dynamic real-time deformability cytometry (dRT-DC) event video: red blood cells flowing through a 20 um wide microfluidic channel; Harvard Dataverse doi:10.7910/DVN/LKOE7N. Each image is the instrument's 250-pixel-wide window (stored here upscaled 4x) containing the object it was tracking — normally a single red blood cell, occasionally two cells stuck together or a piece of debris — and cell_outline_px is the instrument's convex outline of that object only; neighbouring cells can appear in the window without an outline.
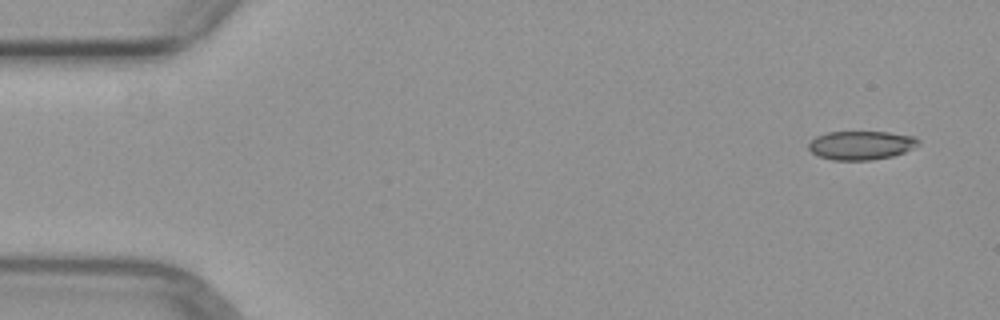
{"species": "common noctule bat (a hibernating species)", "species_latin": "Nyctalus noctula", "temperature_condition": "warm", "stored_images_in_passage": 5, "camera_frame_rate_fps": 3000, "um_per_image_px": 0.085, "animal": {"sex": "female", "body_mass_g": 29.2, "forearm_length_mm": 56.3}, "frame": {"image": 1, "passage_image": 1, "time_ms": 0.0, "image_size_px": [1000, 320], "cell_outline_px": [[920, 144], [904, 152], [892, 156], [872, 160], [832, 160], [816, 156], [808, 148], [808, 144], [816, 136], [828, 132], [888, 132], [916, 136], [920, 140]], "centroid_in_image_um": [73.2, 12.35], "position_along_channel_um": 11.8, "area_um2": 18.55}}
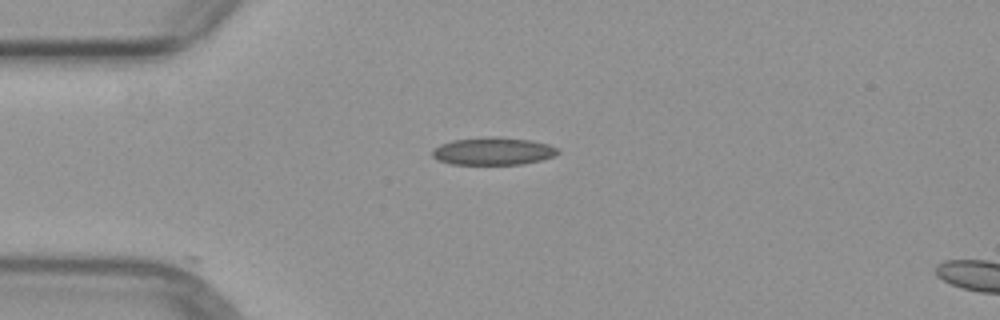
{"frame": {"image": 2, "passage_image": 4, "time_ms": 3.333, "image_size_px": [1000, 320], "cell_outline_px": [[560, 152], [552, 156], [540, 160], [520, 164], [452, 164], [440, 160], [432, 156], [432, 152], [440, 144], [452, 140], [532, 140], [548, 144], [556, 148]], "centroid_in_image_um": [41.92, 12.9], "position_along_channel_um": 43.1, "area_um2": 18.79}}